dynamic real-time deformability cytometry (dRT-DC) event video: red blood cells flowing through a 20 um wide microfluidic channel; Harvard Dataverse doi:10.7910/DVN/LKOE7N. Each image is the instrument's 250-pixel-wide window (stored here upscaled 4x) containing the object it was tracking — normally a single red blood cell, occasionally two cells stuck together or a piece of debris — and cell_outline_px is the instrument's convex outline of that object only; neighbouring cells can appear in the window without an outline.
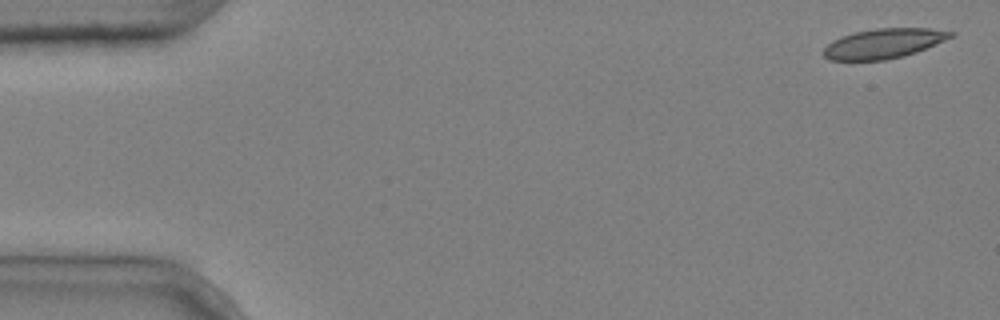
{"species": "common noctule bat (a hibernating species)", "species_latin": "Nyctalus noctula", "temperature_condition": "cold", "stored_images_in_passage": 4, "camera_frame_rate_fps": 3000, "um_per_image_px": 0.085, "animal": {"sex": "male", "body_mass_g": 20.4}, "frame": {"image": 1, "passage_image": 1, "time_ms": 0.0, "image_size_px": [1000, 320], "cell_outline_px": [[956, 36], [916, 52], [904, 56], [884, 60], [828, 60], [820, 52], [832, 40], [840, 36], [856, 32], [876, 28], [928, 28], [956, 32]], "centroid_in_image_um": [75.11, 3.69], "position_along_channel_um": 9.9, "area_um2": 22.25}}
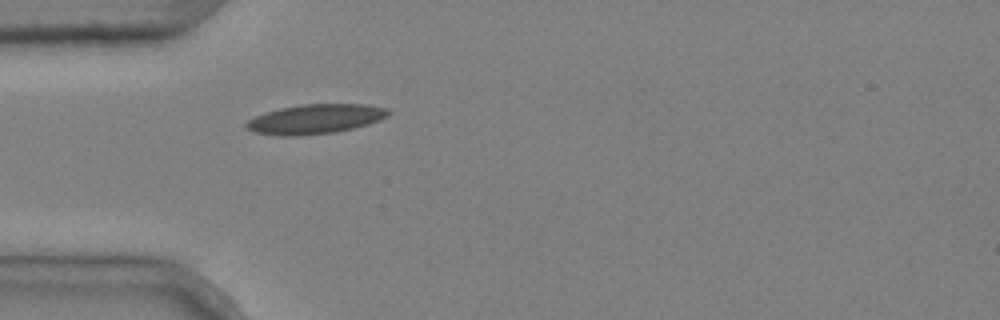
{"frame": {"image": 2, "passage_image": 4, "time_ms": 1.0, "image_size_px": [1000, 320], "cell_outline_px": [[392, 112], [388, 116], [380, 120], [368, 124], [336, 132], [296, 136], [280, 136], [256, 132], [244, 128], [244, 124], [248, 120], [264, 112], [280, 108], [300, 104], [368, 104], [388, 108]], "centroid_in_image_um": [26.81, 10.11], "position_along_channel_um": 58.2, "area_um2": 24.68}}